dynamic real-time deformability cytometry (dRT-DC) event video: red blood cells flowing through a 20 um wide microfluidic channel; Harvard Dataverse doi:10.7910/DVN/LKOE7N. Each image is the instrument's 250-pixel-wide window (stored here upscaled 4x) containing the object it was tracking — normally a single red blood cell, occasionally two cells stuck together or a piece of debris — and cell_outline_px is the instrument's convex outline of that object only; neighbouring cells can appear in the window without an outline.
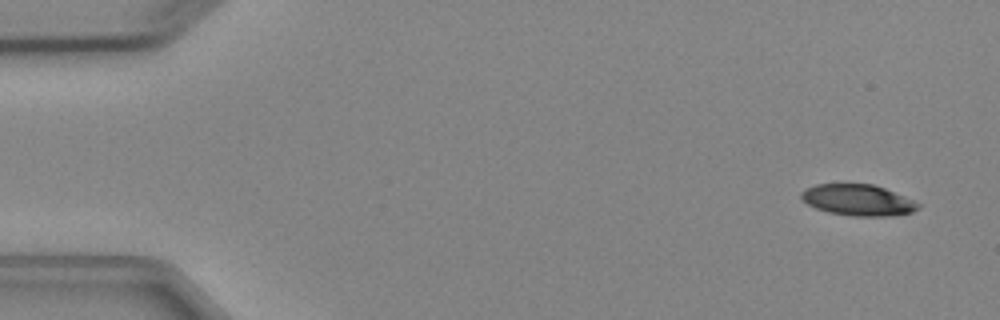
{"species": "Egyptian fruit bat (a non-hibernating species)", "species_latin": "Rousettus aegyptiacus", "temperature_condition": "cold", "stored_images_in_passage": 7, "camera_frame_rate_fps": 3000, "um_per_image_px": 0.085, "animal": {"sex": "female"}, "frame": {"image": 1, "passage_image": 1, "time_ms": 0.0, "image_size_px": [1000, 320], "cell_outline_px": [[920, 208], [912, 212], [892, 216], [852, 216], [828, 212], [816, 208], [808, 204], [800, 196], [800, 192], [816, 184], [872, 184], [884, 188], [912, 200], [920, 204]], "centroid_in_image_um": [72.92, 17.01], "position_along_channel_um": 12.1, "area_um2": 21.04}}
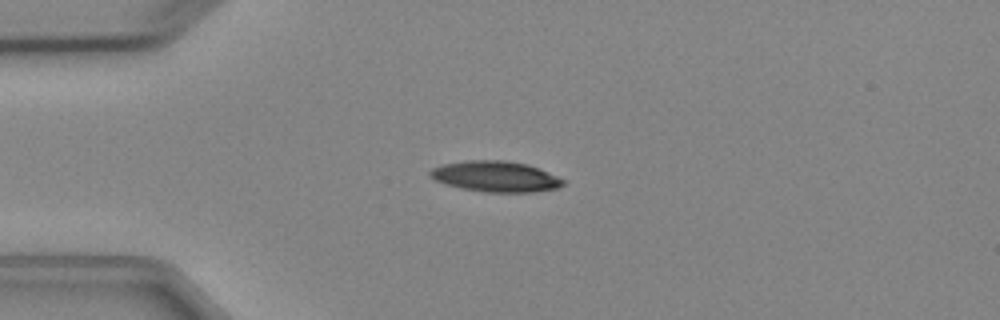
{"frame": {"image": 2, "passage_image": 4, "time_ms": 3.333, "image_size_px": [1000, 320], "cell_outline_px": [[564, 184], [556, 188], [536, 192], [484, 192], [460, 188], [436, 180], [428, 176], [428, 172], [432, 168], [440, 164], [468, 160], [504, 160], [528, 164], [556, 176], [564, 180]], "centroid_in_image_um": [42.08, 14.99], "position_along_channel_um": 42.9, "area_um2": 23.81}}